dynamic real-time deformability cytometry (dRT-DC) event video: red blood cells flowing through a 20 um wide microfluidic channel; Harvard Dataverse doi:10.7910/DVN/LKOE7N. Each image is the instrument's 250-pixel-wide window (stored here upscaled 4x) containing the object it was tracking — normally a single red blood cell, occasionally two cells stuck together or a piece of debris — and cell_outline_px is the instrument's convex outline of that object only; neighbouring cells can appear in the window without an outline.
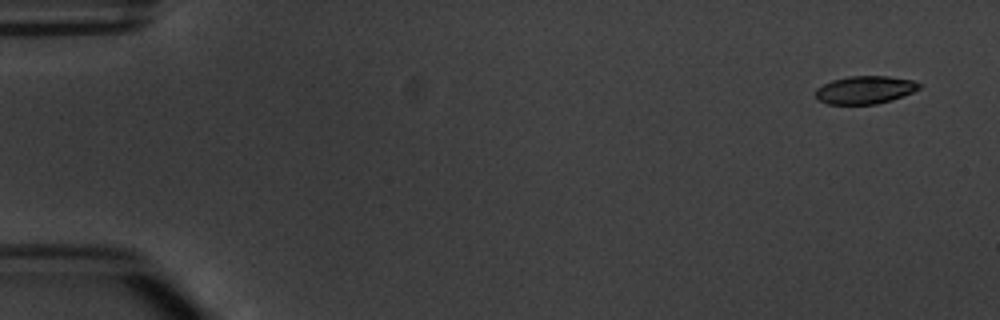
{"species": "common noctule bat (a hibernating species)", "species_latin": "Nyctalus noctula", "temperature_condition": "warm", "stored_images_in_passage": 7, "camera_frame_rate_fps": 3000, "um_per_image_px": 0.085, "animal": {"sex": "male", "body_mass_g": 20.1, "forearm_length_mm": 53.5}, "frame": {"image": 1, "passage_image": 1, "time_ms": 0.0, "image_size_px": [1000, 320], "cell_outline_px": [[920, 88], [912, 92], [892, 100], [876, 104], [828, 104], [820, 100], [816, 96], [816, 88], [832, 80], [848, 76], [888, 76], [912, 80], [920, 84]], "centroid_in_image_um": [73.52, 7.63], "position_along_channel_um": 11.5, "area_um2": 16.7}}
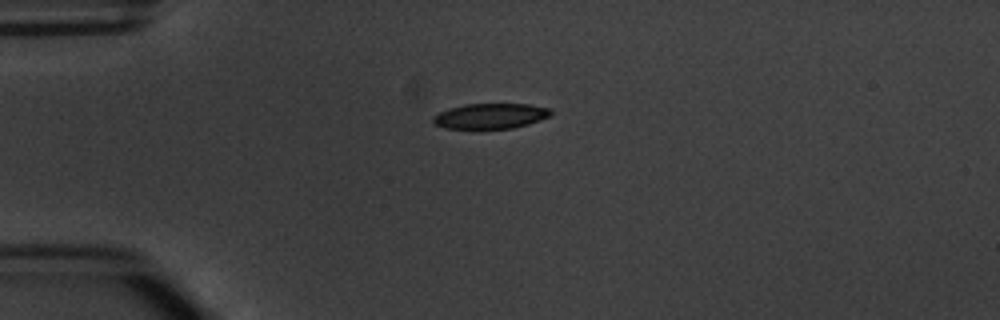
{"frame": {"image": 2, "passage_image": 4, "time_ms": 3.667, "image_size_px": [1000, 320], "cell_outline_px": [[552, 112], [548, 116], [540, 120], [528, 124], [512, 128], [476, 132], [444, 128], [432, 124], [432, 116], [440, 112], [464, 104], [528, 104], [552, 108]], "centroid_in_image_um": [41.62, 9.92], "position_along_channel_um": 43.4, "area_um2": 18.26}}
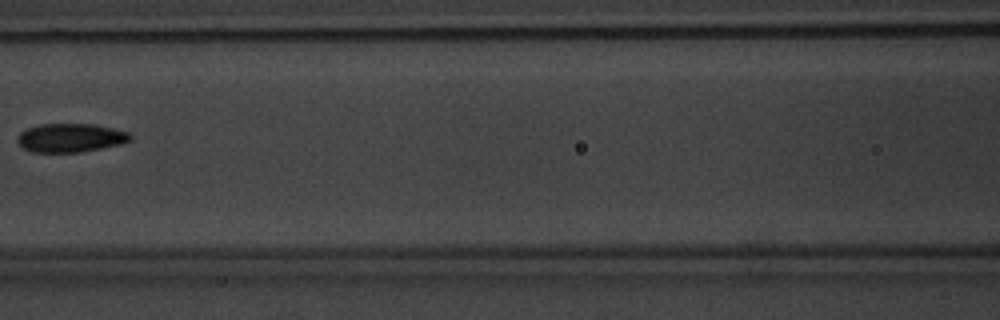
{"frame": {"image": 3, "passage_image": 7, "time_ms": 7.333, "image_size_px": [1000, 320], "cell_outline_px": [[132, 140], [120, 144], [80, 152], [32, 152], [24, 148], [16, 140], [16, 136], [24, 128], [40, 124], [92, 124], [112, 128], [128, 132], [132, 136]], "centroid_in_image_um": [5.95, 11.7], "position_along_channel_um": 160.6, "area_um2": 18.9}}